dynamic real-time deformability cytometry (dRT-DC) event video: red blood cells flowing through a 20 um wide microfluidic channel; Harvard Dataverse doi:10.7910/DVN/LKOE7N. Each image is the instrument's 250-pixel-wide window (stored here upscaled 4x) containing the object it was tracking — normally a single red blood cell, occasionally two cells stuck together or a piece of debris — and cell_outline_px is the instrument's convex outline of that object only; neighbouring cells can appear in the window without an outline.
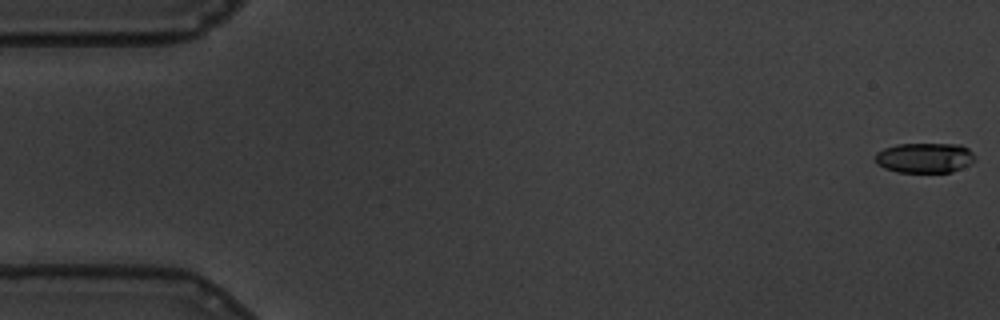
{"species": "common noctule bat (a hibernating species)", "species_latin": "Nyctalus noctula", "temperature_condition": "warm", "stored_images_in_passage": 55, "camera_frame_rate_fps": 3000, "um_per_image_px": 0.085, "animal": {"sex": "male", "body_mass_g": 19.5, "forearm_length_mm": 54.6}, "frame": {"image": 1, "passage_image": 1, "time_ms": 0.0, "image_size_px": [1000, 320], "cell_outline_px": [[976, 160], [972, 164], [952, 172], [896, 172], [884, 168], [876, 164], [876, 152], [884, 148], [896, 144], [960, 144], [968, 148], [976, 156]], "centroid_in_image_um": [78.63, 13.41], "position_along_channel_um": 6.4, "area_um2": 17.74}}
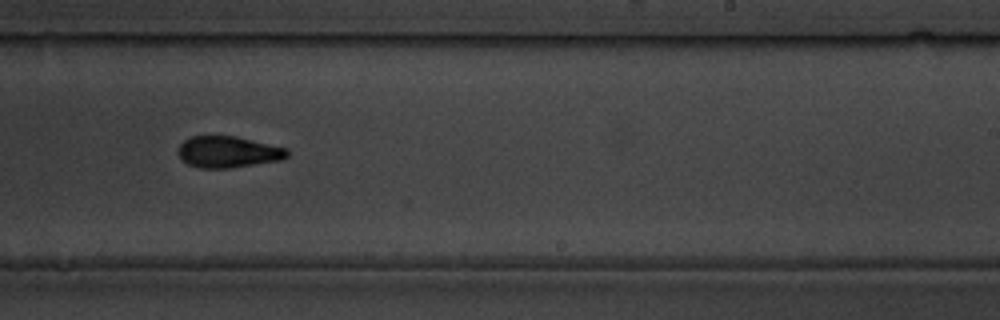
{"frame": {"image": 2, "passage_image": 36, "time_ms": 11.667, "image_size_px": [1000, 320], "cell_outline_px": [[288, 156], [284, 160], [228, 168], [196, 168], [180, 160], [176, 152], [180, 144], [184, 140], [192, 136], [236, 136], [288, 148]], "centroid_in_image_um": [19.37, 12.92], "position_along_channel_um": 269.6, "area_um2": 20.29}}
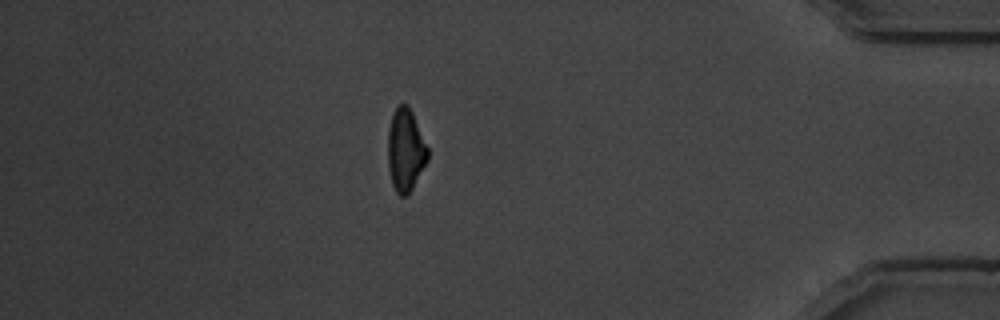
{"frame": {"image": 3, "passage_image": 51, "time_ms": 16.667, "image_size_px": [1000, 320], "cell_outline_px": [[428, 160], [412, 188], [404, 196], [400, 196], [396, 192], [392, 184], [388, 168], [388, 128], [392, 112], [400, 104], [408, 104], [412, 112], [428, 148]], "centroid_in_image_um": [34.45, 12.74], "position_along_channel_um": 400.7, "area_um2": 19.13}, "authors_computed_cell_mechanics": {"area_um2": 19.8254, "velocity_mm_per_s": 3.4577, "shape_relaxation_time_tau1_ms": 4.7059, "shape_relaxation_time_tau2_ms": 2.6582, "deformation_change_tau1": 0.1764, "deformation_change_tau2": 0.0998}}